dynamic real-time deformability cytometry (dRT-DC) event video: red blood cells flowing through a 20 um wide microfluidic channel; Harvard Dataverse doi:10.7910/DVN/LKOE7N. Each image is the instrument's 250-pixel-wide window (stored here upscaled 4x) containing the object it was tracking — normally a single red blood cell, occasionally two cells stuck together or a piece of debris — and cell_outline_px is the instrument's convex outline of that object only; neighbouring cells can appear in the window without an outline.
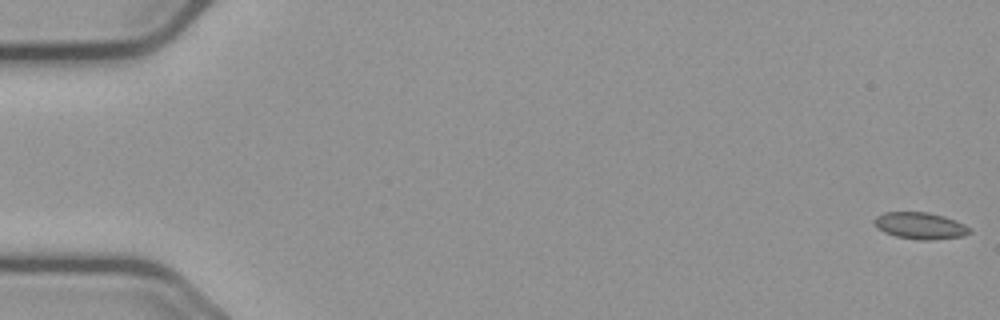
{"species": "common noctule bat (a hibernating species)", "species_latin": "Nyctalus noctula", "temperature_condition": "cold", "stored_images_in_passage": 58, "camera_frame_rate_fps": 3000, "um_per_image_px": 0.085, "animal": {"sex": "male", "body_mass_g": 23.1, "forearm_length_mm": 52.7}, "frame": {"image": 1, "passage_image": 1, "time_ms": 0.0, "image_size_px": [1000, 320], "cell_outline_px": [[972, 232], [964, 236], [932, 240], [920, 240], [896, 236], [884, 232], [876, 228], [872, 220], [876, 216], [884, 212], [928, 212], [944, 216], [956, 220], [972, 228]], "centroid_in_image_um": [78.23, 19.18], "position_along_channel_um": 6.8, "area_um2": 15.09}}
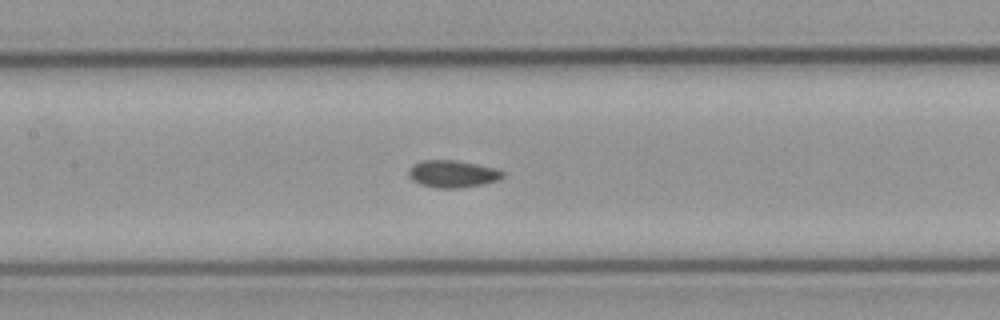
{"frame": {"image": 2, "passage_image": 27, "time_ms": 8.667, "image_size_px": [1000, 320], "cell_outline_px": [[504, 176], [500, 180], [484, 184], [460, 188], [436, 188], [420, 184], [412, 180], [408, 176], [408, 168], [412, 164], [420, 160], [456, 160], [496, 168], [504, 172]], "centroid_in_image_um": [38.45, 14.78], "position_along_channel_um": 168.9, "area_um2": 15.2}}
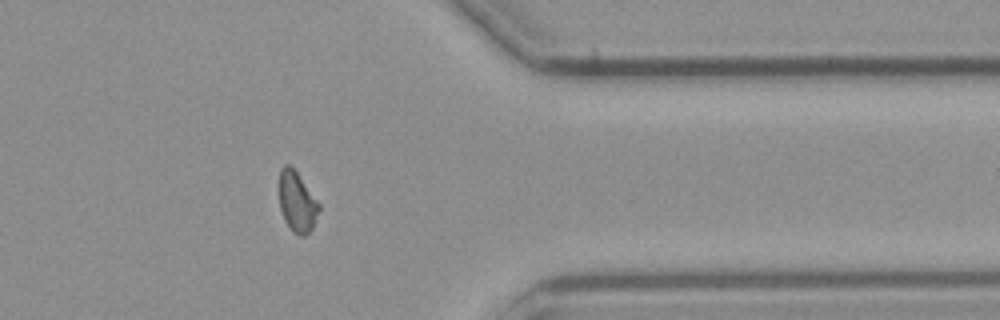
{"frame": {"image": 3, "passage_image": 46, "time_ms": 15.0, "image_size_px": [1000, 320], "cell_outline_px": [[320, 208], [312, 228], [304, 236], [300, 236], [292, 232], [284, 220], [280, 208], [280, 168], [284, 164], [288, 164], [296, 172], [320, 204]], "centroid_in_image_um": [25.24, 17.19], "position_along_channel_um": 386.2, "area_um2": 13.76}, "authors_computed_cell_mechanics": {"area_um2": 14.3922, "velocity_mm_per_s": 3.6703, "shape_relaxation_time_tau1_ms": null, "shape_relaxation_time_tau2_ms": 3.6131, "deformation_change_tau1": null, "deformation_change_tau2": 0.0666}}